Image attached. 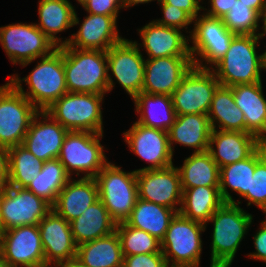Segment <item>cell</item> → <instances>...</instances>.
Instances as JSON below:
<instances>
[{
	"label": "cell",
	"instance_id": "6da1fadb",
	"mask_svg": "<svg viewBox=\"0 0 266 267\" xmlns=\"http://www.w3.org/2000/svg\"><path fill=\"white\" fill-rule=\"evenodd\" d=\"M63 64L68 92L105 95L115 87L106 51L63 45Z\"/></svg>",
	"mask_w": 266,
	"mask_h": 267
},
{
	"label": "cell",
	"instance_id": "7a4b0ae2",
	"mask_svg": "<svg viewBox=\"0 0 266 267\" xmlns=\"http://www.w3.org/2000/svg\"><path fill=\"white\" fill-rule=\"evenodd\" d=\"M35 68L22 78L17 74L8 76L9 82L39 111H45L53 102L68 92L63 64V45L50 55L39 58ZM28 85V91L22 82Z\"/></svg>",
	"mask_w": 266,
	"mask_h": 267
},
{
	"label": "cell",
	"instance_id": "3957f363",
	"mask_svg": "<svg viewBox=\"0 0 266 267\" xmlns=\"http://www.w3.org/2000/svg\"><path fill=\"white\" fill-rule=\"evenodd\" d=\"M236 203L224 202L209 218L213 223L210 267H231L253 216Z\"/></svg>",
	"mask_w": 266,
	"mask_h": 267
},
{
	"label": "cell",
	"instance_id": "277c9868",
	"mask_svg": "<svg viewBox=\"0 0 266 267\" xmlns=\"http://www.w3.org/2000/svg\"><path fill=\"white\" fill-rule=\"evenodd\" d=\"M263 35H235L223 58L211 70L221 86L262 82L263 54H257Z\"/></svg>",
	"mask_w": 266,
	"mask_h": 267
},
{
	"label": "cell",
	"instance_id": "5b68a950",
	"mask_svg": "<svg viewBox=\"0 0 266 267\" xmlns=\"http://www.w3.org/2000/svg\"><path fill=\"white\" fill-rule=\"evenodd\" d=\"M99 199L116 223L125 222L138 199L136 171L125 172L120 166L108 162L94 177Z\"/></svg>",
	"mask_w": 266,
	"mask_h": 267
},
{
	"label": "cell",
	"instance_id": "8992f818",
	"mask_svg": "<svg viewBox=\"0 0 266 267\" xmlns=\"http://www.w3.org/2000/svg\"><path fill=\"white\" fill-rule=\"evenodd\" d=\"M105 95L67 92L46 110L68 131L103 133L102 101Z\"/></svg>",
	"mask_w": 266,
	"mask_h": 267
},
{
	"label": "cell",
	"instance_id": "52a82bcc",
	"mask_svg": "<svg viewBox=\"0 0 266 267\" xmlns=\"http://www.w3.org/2000/svg\"><path fill=\"white\" fill-rule=\"evenodd\" d=\"M206 230L202 223L177 213L161 240V251L169 267H199L202 239Z\"/></svg>",
	"mask_w": 266,
	"mask_h": 267
},
{
	"label": "cell",
	"instance_id": "ba28073f",
	"mask_svg": "<svg viewBox=\"0 0 266 267\" xmlns=\"http://www.w3.org/2000/svg\"><path fill=\"white\" fill-rule=\"evenodd\" d=\"M102 137L103 133L68 131L58 159L70 176L82 173L84 178H94L109 162L100 143Z\"/></svg>",
	"mask_w": 266,
	"mask_h": 267
},
{
	"label": "cell",
	"instance_id": "9c48e42d",
	"mask_svg": "<svg viewBox=\"0 0 266 267\" xmlns=\"http://www.w3.org/2000/svg\"><path fill=\"white\" fill-rule=\"evenodd\" d=\"M193 23L194 29L189 31V39L193 43V46H189L193 65L211 69L228 51L235 34L226 28L222 18L210 17L204 13L197 16Z\"/></svg>",
	"mask_w": 266,
	"mask_h": 267
},
{
	"label": "cell",
	"instance_id": "30bf717a",
	"mask_svg": "<svg viewBox=\"0 0 266 267\" xmlns=\"http://www.w3.org/2000/svg\"><path fill=\"white\" fill-rule=\"evenodd\" d=\"M0 44L12 64L22 67L58 48L35 23H12L0 27Z\"/></svg>",
	"mask_w": 266,
	"mask_h": 267
},
{
	"label": "cell",
	"instance_id": "8fae6325",
	"mask_svg": "<svg viewBox=\"0 0 266 267\" xmlns=\"http://www.w3.org/2000/svg\"><path fill=\"white\" fill-rule=\"evenodd\" d=\"M38 109L9 81L0 87V146L23 144Z\"/></svg>",
	"mask_w": 266,
	"mask_h": 267
},
{
	"label": "cell",
	"instance_id": "7c38bea8",
	"mask_svg": "<svg viewBox=\"0 0 266 267\" xmlns=\"http://www.w3.org/2000/svg\"><path fill=\"white\" fill-rule=\"evenodd\" d=\"M219 86L220 83L211 69L193 65L171 95L176 115H207Z\"/></svg>",
	"mask_w": 266,
	"mask_h": 267
},
{
	"label": "cell",
	"instance_id": "4fadbf2b",
	"mask_svg": "<svg viewBox=\"0 0 266 267\" xmlns=\"http://www.w3.org/2000/svg\"><path fill=\"white\" fill-rule=\"evenodd\" d=\"M0 255L10 267H45L38 225L5 230L0 236Z\"/></svg>",
	"mask_w": 266,
	"mask_h": 267
},
{
	"label": "cell",
	"instance_id": "5bb4252c",
	"mask_svg": "<svg viewBox=\"0 0 266 267\" xmlns=\"http://www.w3.org/2000/svg\"><path fill=\"white\" fill-rule=\"evenodd\" d=\"M140 48L124 38L106 51L108 73H112L132 99L142 92L144 84L145 58Z\"/></svg>",
	"mask_w": 266,
	"mask_h": 267
},
{
	"label": "cell",
	"instance_id": "9a60e30c",
	"mask_svg": "<svg viewBox=\"0 0 266 267\" xmlns=\"http://www.w3.org/2000/svg\"><path fill=\"white\" fill-rule=\"evenodd\" d=\"M123 138L131 152L147 161L149 166L136 169L143 170L164 169L173 164V154L169 146L168 132L146 127L135 122L131 128L123 133Z\"/></svg>",
	"mask_w": 266,
	"mask_h": 267
},
{
	"label": "cell",
	"instance_id": "2e32d148",
	"mask_svg": "<svg viewBox=\"0 0 266 267\" xmlns=\"http://www.w3.org/2000/svg\"><path fill=\"white\" fill-rule=\"evenodd\" d=\"M52 206L26 188L9 186L1 196L4 231L24 225H38Z\"/></svg>",
	"mask_w": 266,
	"mask_h": 267
},
{
	"label": "cell",
	"instance_id": "e0dca14e",
	"mask_svg": "<svg viewBox=\"0 0 266 267\" xmlns=\"http://www.w3.org/2000/svg\"><path fill=\"white\" fill-rule=\"evenodd\" d=\"M138 198L174 209L182 204L180 174L174 165L164 169L136 172ZM179 205V207H177Z\"/></svg>",
	"mask_w": 266,
	"mask_h": 267
},
{
	"label": "cell",
	"instance_id": "ac0fdd59",
	"mask_svg": "<svg viewBox=\"0 0 266 267\" xmlns=\"http://www.w3.org/2000/svg\"><path fill=\"white\" fill-rule=\"evenodd\" d=\"M44 250L45 267L56 265L76 257L77 245L68 221L51 210L38 224Z\"/></svg>",
	"mask_w": 266,
	"mask_h": 267
},
{
	"label": "cell",
	"instance_id": "d6986e66",
	"mask_svg": "<svg viewBox=\"0 0 266 267\" xmlns=\"http://www.w3.org/2000/svg\"><path fill=\"white\" fill-rule=\"evenodd\" d=\"M192 66V57L146 59L142 92L171 96Z\"/></svg>",
	"mask_w": 266,
	"mask_h": 267
},
{
	"label": "cell",
	"instance_id": "ffe728a7",
	"mask_svg": "<svg viewBox=\"0 0 266 267\" xmlns=\"http://www.w3.org/2000/svg\"><path fill=\"white\" fill-rule=\"evenodd\" d=\"M67 133L68 130L47 112L38 111L31 121L22 145L38 159L46 162L59 157Z\"/></svg>",
	"mask_w": 266,
	"mask_h": 267
},
{
	"label": "cell",
	"instance_id": "44dd1931",
	"mask_svg": "<svg viewBox=\"0 0 266 267\" xmlns=\"http://www.w3.org/2000/svg\"><path fill=\"white\" fill-rule=\"evenodd\" d=\"M117 18L118 16L88 13L77 33L65 38L64 45L78 49L107 51L124 39L118 33Z\"/></svg>",
	"mask_w": 266,
	"mask_h": 267
},
{
	"label": "cell",
	"instance_id": "7402d4cb",
	"mask_svg": "<svg viewBox=\"0 0 266 267\" xmlns=\"http://www.w3.org/2000/svg\"><path fill=\"white\" fill-rule=\"evenodd\" d=\"M142 39V44L147 52V59L162 57H191L189 52L188 36L182 34L178 28L162 26L155 20L149 22L138 32ZM187 37V38H186Z\"/></svg>",
	"mask_w": 266,
	"mask_h": 267
},
{
	"label": "cell",
	"instance_id": "603a6c76",
	"mask_svg": "<svg viewBox=\"0 0 266 267\" xmlns=\"http://www.w3.org/2000/svg\"><path fill=\"white\" fill-rule=\"evenodd\" d=\"M262 144L252 133L212 129L207 151L221 168L250 157Z\"/></svg>",
	"mask_w": 266,
	"mask_h": 267
},
{
	"label": "cell",
	"instance_id": "cb8c5ba5",
	"mask_svg": "<svg viewBox=\"0 0 266 267\" xmlns=\"http://www.w3.org/2000/svg\"><path fill=\"white\" fill-rule=\"evenodd\" d=\"M98 199L95 178L81 177L78 180L71 178L59 192L52 210L70 223Z\"/></svg>",
	"mask_w": 266,
	"mask_h": 267
},
{
	"label": "cell",
	"instance_id": "d4e9b609",
	"mask_svg": "<svg viewBox=\"0 0 266 267\" xmlns=\"http://www.w3.org/2000/svg\"><path fill=\"white\" fill-rule=\"evenodd\" d=\"M262 82L231 86L234 102L244 113L246 132L266 143V98Z\"/></svg>",
	"mask_w": 266,
	"mask_h": 267
},
{
	"label": "cell",
	"instance_id": "484cf974",
	"mask_svg": "<svg viewBox=\"0 0 266 267\" xmlns=\"http://www.w3.org/2000/svg\"><path fill=\"white\" fill-rule=\"evenodd\" d=\"M212 127L206 114L177 115L168 130L169 146L174 154L173 144L194 148V152L208 150Z\"/></svg>",
	"mask_w": 266,
	"mask_h": 267
},
{
	"label": "cell",
	"instance_id": "4316f807",
	"mask_svg": "<svg viewBox=\"0 0 266 267\" xmlns=\"http://www.w3.org/2000/svg\"><path fill=\"white\" fill-rule=\"evenodd\" d=\"M39 23L35 25L55 45H64V40L56 34L79 24V17L69 0H40L38 3Z\"/></svg>",
	"mask_w": 266,
	"mask_h": 267
},
{
	"label": "cell",
	"instance_id": "83f0119b",
	"mask_svg": "<svg viewBox=\"0 0 266 267\" xmlns=\"http://www.w3.org/2000/svg\"><path fill=\"white\" fill-rule=\"evenodd\" d=\"M116 225L117 223L111 218L100 199L70 222L73 239L77 246L112 234L116 231Z\"/></svg>",
	"mask_w": 266,
	"mask_h": 267
},
{
	"label": "cell",
	"instance_id": "f1b7e54d",
	"mask_svg": "<svg viewBox=\"0 0 266 267\" xmlns=\"http://www.w3.org/2000/svg\"><path fill=\"white\" fill-rule=\"evenodd\" d=\"M139 124L168 132L174 124L176 112L171 96L141 92L133 99Z\"/></svg>",
	"mask_w": 266,
	"mask_h": 267
},
{
	"label": "cell",
	"instance_id": "f546056e",
	"mask_svg": "<svg viewBox=\"0 0 266 267\" xmlns=\"http://www.w3.org/2000/svg\"><path fill=\"white\" fill-rule=\"evenodd\" d=\"M177 213L174 209L138 198L130 217L125 222L161 241Z\"/></svg>",
	"mask_w": 266,
	"mask_h": 267
},
{
	"label": "cell",
	"instance_id": "4dcf8cb0",
	"mask_svg": "<svg viewBox=\"0 0 266 267\" xmlns=\"http://www.w3.org/2000/svg\"><path fill=\"white\" fill-rule=\"evenodd\" d=\"M76 258L88 267H122L124 256L118 233L77 246Z\"/></svg>",
	"mask_w": 266,
	"mask_h": 267
},
{
	"label": "cell",
	"instance_id": "1f68e13d",
	"mask_svg": "<svg viewBox=\"0 0 266 267\" xmlns=\"http://www.w3.org/2000/svg\"><path fill=\"white\" fill-rule=\"evenodd\" d=\"M207 115L212 129L246 132L244 113L235 104L231 87L216 89Z\"/></svg>",
	"mask_w": 266,
	"mask_h": 267
},
{
	"label": "cell",
	"instance_id": "d6a6232c",
	"mask_svg": "<svg viewBox=\"0 0 266 267\" xmlns=\"http://www.w3.org/2000/svg\"><path fill=\"white\" fill-rule=\"evenodd\" d=\"M179 213L185 218L207 226L209 218L224 203L219 187L198 186L182 189Z\"/></svg>",
	"mask_w": 266,
	"mask_h": 267
},
{
	"label": "cell",
	"instance_id": "836d02e7",
	"mask_svg": "<svg viewBox=\"0 0 266 267\" xmlns=\"http://www.w3.org/2000/svg\"><path fill=\"white\" fill-rule=\"evenodd\" d=\"M177 169L182 189L198 186L219 187L220 168L208 151L193 152Z\"/></svg>",
	"mask_w": 266,
	"mask_h": 267
},
{
	"label": "cell",
	"instance_id": "e575fe53",
	"mask_svg": "<svg viewBox=\"0 0 266 267\" xmlns=\"http://www.w3.org/2000/svg\"><path fill=\"white\" fill-rule=\"evenodd\" d=\"M58 158L43 163L42 170L31 180L26 189L53 206L59 192L71 179Z\"/></svg>",
	"mask_w": 266,
	"mask_h": 267
},
{
	"label": "cell",
	"instance_id": "d590c367",
	"mask_svg": "<svg viewBox=\"0 0 266 267\" xmlns=\"http://www.w3.org/2000/svg\"><path fill=\"white\" fill-rule=\"evenodd\" d=\"M255 170V152L248 158L220 168L219 191L224 202L236 203L228 187L243 197L250 190Z\"/></svg>",
	"mask_w": 266,
	"mask_h": 267
},
{
	"label": "cell",
	"instance_id": "8d00e7d4",
	"mask_svg": "<svg viewBox=\"0 0 266 267\" xmlns=\"http://www.w3.org/2000/svg\"><path fill=\"white\" fill-rule=\"evenodd\" d=\"M43 163L22 144L10 147L9 185L26 188L42 170Z\"/></svg>",
	"mask_w": 266,
	"mask_h": 267
},
{
	"label": "cell",
	"instance_id": "74e56055",
	"mask_svg": "<svg viewBox=\"0 0 266 267\" xmlns=\"http://www.w3.org/2000/svg\"><path fill=\"white\" fill-rule=\"evenodd\" d=\"M123 256L158 253L161 241L148 232L129 226L126 222L117 223Z\"/></svg>",
	"mask_w": 266,
	"mask_h": 267
},
{
	"label": "cell",
	"instance_id": "f35d334b",
	"mask_svg": "<svg viewBox=\"0 0 266 267\" xmlns=\"http://www.w3.org/2000/svg\"><path fill=\"white\" fill-rule=\"evenodd\" d=\"M226 28L235 35H263L260 29V13L240 0L222 17Z\"/></svg>",
	"mask_w": 266,
	"mask_h": 267
},
{
	"label": "cell",
	"instance_id": "ab89813d",
	"mask_svg": "<svg viewBox=\"0 0 266 267\" xmlns=\"http://www.w3.org/2000/svg\"><path fill=\"white\" fill-rule=\"evenodd\" d=\"M242 198L248 201L247 206L256 205L266 214V143L255 151V170L250 190Z\"/></svg>",
	"mask_w": 266,
	"mask_h": 267
},
{
	"label": "cell",
	"instance_id": "60d3db41",
	"mask_svg": "<svg viewBox=\"0 0 266 267\" xmlns=\"http://www.w3.org/2000/svg\"><path fill=\"white\" fill-rule=\"evenodd\" d=\"M158 4L161 6L164 15L162 19L155 20L158 24L181 30L183 28L188 29V26L193 23V19L184 10L166 4L162 0Z\"/></svg>",
	"mask_w": 266,
	"mask_h": 267
},
{
	"label": "cell",
	"instance_id": "b9f144b4",
	"mask_svg": "<svg viewBox=\"0 0 266 267\" xmlns=\"http://www.w3.org/2000/svg\"><path fill=\"white\" fill-rule=\"evenodd\" d=\"M122 267H169L162 253L124 256Z\"/></svg>",
	"mask_w": 266,
	"mask_h": 267
},
{
	"label": "cell",
	"instance_id": "7bdbcfd3",
	"mask_svg": "<svg viewBox=\"0 0 266 267\" xmlns=\"http://www.w3.org/2000/svg\"><path fill=\"white\" fill-rule=\"evenodd\" d=\"M82 7L90 14L118 16L119 10L124 8V0H86Z\"/></svg>",
	"mask_w": 266,
	"mask_h": 267
},
{
	"label": "cell",
	"instance_id": "ee69618b",
	"mask_svg": "<svg viewBox=\"0 0 266 267\" xmlns=\"http://www.w3.org/2000/svg\"><path fill=\"white\" fill-rule=\"evenodd\" d=\"M253 241L256 251L247 256L266 263V219L261 222L259 230L253 236Z\"/></svg>",
	"mask_w": 266,
	"mask_h": 267
},
{
	"label": "cell",
	"instance_id": "f6af8a7d",
	"mask_svg": "<svg viewBox=\"0 0 266 267\" xmlns=\"http://www.w3.org/2000/svg\"><path fill=\"white\" fill-rule=\"evenodd\" d=\"M166 4L184 10L193 20L199 16V12L204 6L200 5L202 0H162Z\"/></svg>",
	"mask_w": 266,
	"mask_h": 267
},
{
	"label": "cell",
	"instance_id": "bcb514c9",
	"mask_svg": "<svg viewBox=\"0 0 266 267\" xmlns=\"http://www.w3.org/2000/svg\"><path fill=\"white\" fill-rule=\"evenodd\" d=\"M235 0H209V9L203 8L207 16L214 18H222L232 7Z\"/></svg>",
	"mask_w": 266,
	"mask_h": 267
},
{
	"label": "cell",
	"instance_id": "7dc6e473",
	"mask_svg": "<svg viewBox=\"0 0 266 267\" xmlns=\"http://www.w3.org/2000/svg\"><path fill=\"white\" fill-rule=\"evenodd\" d=\"M0 171H9V148L0 146Z\"/></svg>",
	"mask_w": 266,
	"mask_h": 267
},
{
	"label": "cell",
	"instance_id": "c3c4849f",
	"mask_svg": "<svg viewBox=\"0 0 266 267\" xmlns=\"http://www.w3.org/2000/svg\"><path fill=\"white\" fill-rule=\"evenodd\" d=\"M9 186V171H0V196L7 192Z\"/></svg>",
	"mask_w": 266,
	"mask_h": 267
},
{
	"label": "cell",
	"instance_id": "681fc988",
	"mask_svg": "<svg viewBox=\"0 0 266 267\" xmlns=\"http://www.w3.org/2000/svg\"><path fill=\"white\" fill-rule=\"evenodd\" d=\"M55 267H88V266L83 264L79 259L75 257L68 261L62 262L56 265Z\"/></svg>",
	"mask_w": 266,
	"mask_h": 267
},
{
	"label": "cell",
	"instance_id": "f907efd6",
	"mask_svg": "<svg viewBox=\"0 0 266 267\" xmlns=\"http://www.w3.org/2000/svg\"><path fill=\"white\" fill-rule=\"evenodd\" d=\"M243 3L249 5L250 8L258 11L259 13H261L262 8H263V2L264 0H240Z\"/></svg>",
	"mask_w": 266,
	"mask_h": 267
},
{
	"label": "cell",
	"instance_id": "816d5d0a",
	"mask_svg": "<svg viewBox=\"0 0 266 267\" xmlns=\"http://www.w3.org/2000/svg\"><path fill=\"white\" fill-rule=\"evenodd\" d=\"M151 1H155V0H124V8H128V7H133L137 4H144V3H149ZM161 0H157V2H159Z\"/></svg>",
	"mask_w": 266,
	"mask_h": 267
},
{
	"label": "cell",
	"instance_id": "f5cc1de1",
	"mask_svg": "<svg viewBox=\"0 0 266 267\" xmlns=\"http://www.w3.org/2000/svg\"><path fill=\"white\" fill-rule=\"evenodd\" d=\"M260 20L263 23V25H262L263 36H266V0H264V2H263V8H262V11L260 13Z\"/></svg>",
	"mask_w": 266,
	"mask_h": 267
},
{
	"label": "cell",
	"instance_id": "db71d44e",
	"mask_svg": "<svg viewBox=\"0 0 266 267\" xmlns=\"http://www.w3.org/2000/svg\"><path fill=\"white\" fill-rule=\"evenodd\" d=\"M3 232H4V227H3V222L1 218V196H0V236L2 235Z\"/></svg>",
	"mask_w": 266,
	"mask_h": 267
},
{
	"label": "cell",
	"instance_id": "11a10c76",
	"mask_svg": "<svg viewBox=\"0 0 266 267\" xmlns=\"http://www.w3.org/2000/svg\"><path fill=\"white\" fill-rule=\"evenodd\" d=\"M0 267H10L1 257L0 255Z\"/></svg>",
	"mask_w": 266,
	"mask_h": 267
},
{
	"label": "cell",
	"instance_id": "9f6ffc18",
	"mask_svg": "<svg viewBox=\"0 0 266 267\" xmlns=\"http://www.w3.org/2000/svg\"><path fill=\"white\" fill-rule=\"evenodd\" d=\"M262 54H263V70L266 71V50Z\"/></svg>",
	"mask_w": 266,
	"mask_h": 267
},
{
	"label": "cell",
	"instance_id": "6f0895ef",
	"mask_svg": "<svg viewBox=\"0 0 266 267\" xmlns=\"http://www.w3.org/2000/svg\"><path fill=\"white\" fill-rule=\"evenodd\" d=\"M80 5H82L86 0H77Z\"/></svg>",
	"mask_w": 266,
	"mask_h": 267
}]
</instances>
